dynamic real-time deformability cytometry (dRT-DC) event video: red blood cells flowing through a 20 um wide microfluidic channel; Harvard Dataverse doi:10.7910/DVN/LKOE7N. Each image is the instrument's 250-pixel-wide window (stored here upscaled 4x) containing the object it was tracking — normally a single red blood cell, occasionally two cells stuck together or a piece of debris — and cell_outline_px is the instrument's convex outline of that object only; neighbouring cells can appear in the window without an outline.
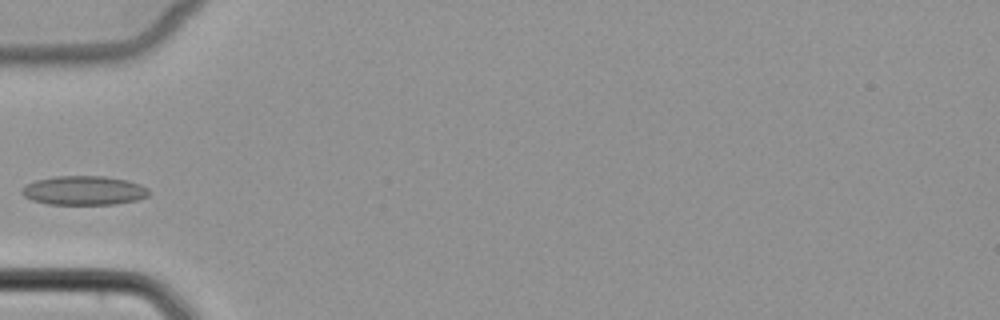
{"species": "common noctule bat (a hibernating species)", "species_latin": "Nyctalus noctula", "temperature_condition": "cold", "stored_images_in_passage": 3, "camera_frame_rate_fps": 3000, "um_per_image_px": 0.085, "animal": {"sex": "female", "body_mass_g": 22.7, "forearm_length_mm": 54.2}, "frame": {"image": 1, "passage_image": 3, "time_ms": 2.667, "image_size_px": [1000, 320], "cell_outline_px": [[148, 196], [136, 200], [116, 204], [48, 204], [32, 200], [24, 196], [20, 192], [28, 184], [36, 180], [56, 176], [104, 176], [128, 180], [140, 184], [148, 188]], "centroid_in_image_um": [7.15, 16.19], "position_along_channel_um": 77.8, "area_um2": 21.44}}